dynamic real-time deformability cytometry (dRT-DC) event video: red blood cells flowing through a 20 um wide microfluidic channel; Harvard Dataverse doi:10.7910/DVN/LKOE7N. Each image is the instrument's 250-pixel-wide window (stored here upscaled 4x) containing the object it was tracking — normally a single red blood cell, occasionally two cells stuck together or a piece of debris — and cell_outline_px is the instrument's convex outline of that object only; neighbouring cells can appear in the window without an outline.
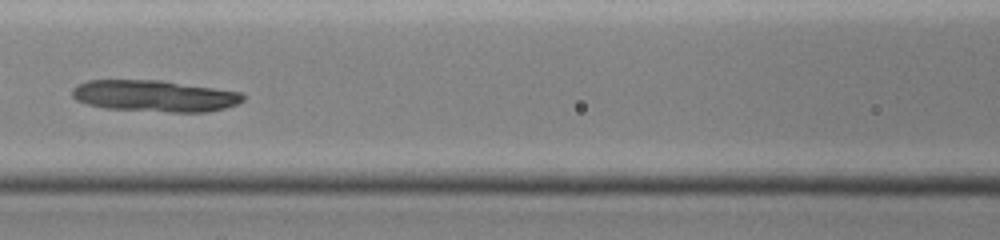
{"species": "common noctule bat (a hibernating species)", "species_latin": "Nyctalus noctula", "temperature_condition": "cold", "stored_images_in_passage": 32, "camera_frame_rate_fps": 3000, "um_per_image_px": 0.085, "animal": {"sex": "female", "body_mass_g": 19.0, "forearm_length_mm": 51.5}, "frame": {"image": 1, "passage_image": 8, "time_ms": 2.333, "image_size_px": [1000, 240], "cell_outline_px": [[244, 100], [236, 104], [224, 108], [208, 112], [168, 112], [104, 108], [88, 104], [76, 100], [72, 96], [72, 88], [88, 80], [160, 80], [240, 92], [244, 96]], "centroid_in_image_um": [13.12, 8.16], "position_along_channel_um": 153.5, "area_um2": 31.21}}
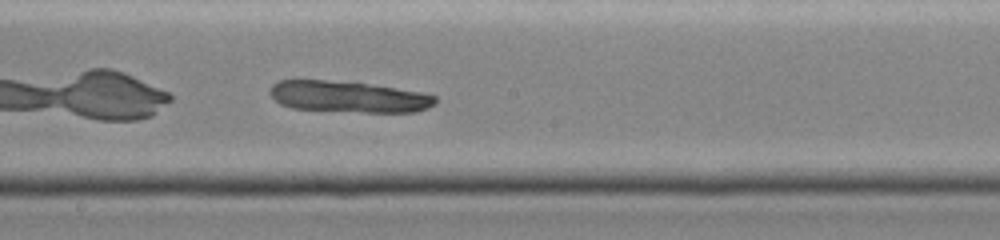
{"frame": {"image": 2, "passage_image": 13, "time_ms": 4.0, "image_size_px": [1000, 240], "cell_outline_px": [[436, 104], [428, 108], [416, 112], [364, 112], [292, 108], [280, 104], [272, 96], [272, 84], [280, 80], [324, 80], [364, 84], [392, 88], [416, 92], [436, 96]], "centroid_in_image_um": [29.62, 8.24], "position_along_channel_um": 218.6, "area_um2": 29.48}}
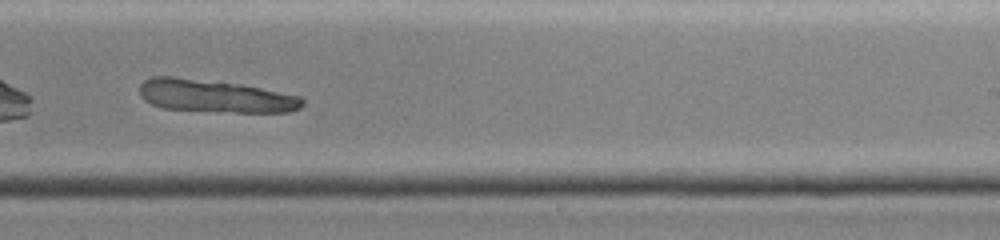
{"frame": {"image": 3, "passage_image": 17, "time_ms": 5.333, "image_size_px": [1000, 240], "cell_outline_px": [[304, 104], [300, 108], [288, 112], [236, 112], [160, 108], [144, 100], [140, 96], [140, 84], [144, 80], [152, 76], [172, 76], [240, 84], [300, 96], [304, 100]], "centroid_in_image_um": [18.25, 8.16], "position_along_channel_um": 270.7, "area_um2": 30.92}}